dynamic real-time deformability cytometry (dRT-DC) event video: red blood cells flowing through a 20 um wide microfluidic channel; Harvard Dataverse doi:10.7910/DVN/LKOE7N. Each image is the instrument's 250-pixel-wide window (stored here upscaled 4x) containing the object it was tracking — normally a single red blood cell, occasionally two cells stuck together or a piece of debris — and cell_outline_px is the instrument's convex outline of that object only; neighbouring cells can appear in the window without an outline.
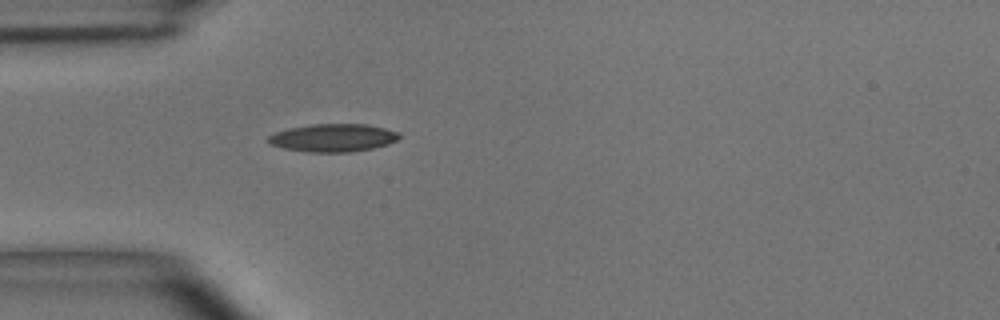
{"species": "common noctule bat (a hibernating species)", "species_latin": "Nyctalus noctula", "temperature_condition": "room temperature", "stored_images_in_passage": 35, "camera_frame_rate_fps": 3000, "um_per_image_px": 0.085, "animal": {"sex": "male", "body_mass_g": 15.6}, "frame": {"image": 1, "passage_image": 1, "time_ms": 0.0, "image_size_px": [1000, 320], "cell_outline_px": [[400, 136], [396, 140], [388, 144], [372, 148], [352, 152], [308, 152], [284, 148], [268, 144], [268, 136], [276, 132], [288, 128], [312, 124], [364, 124], [384, 128], [400, 132]], "centroid_in_image_um": [28.3, 11.71], "position_along_channel_um": 56.7, "area_um2": 21.27}}
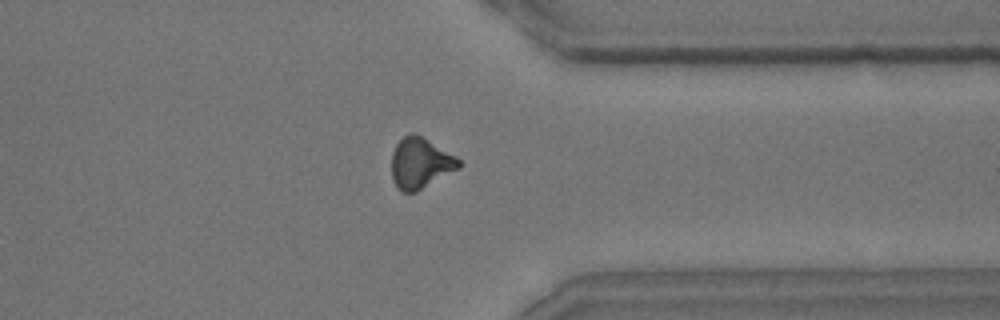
{"frame": {"image": 2, "passage_image": 25, "time_ms": 8.0, "image_size_px": [1000, 320], "cell_outline_px": [[460, 168], [416, 192], [400, 192], [392, 180], [392, 152], [396, 144], [404, 136], [412, 132], [416, 132], [456, 156], [460, 160]], "centroid_in_image_um": [35.72, 13.86], "position_along_channel_um": 375.7, "area_um2": 20.06}}
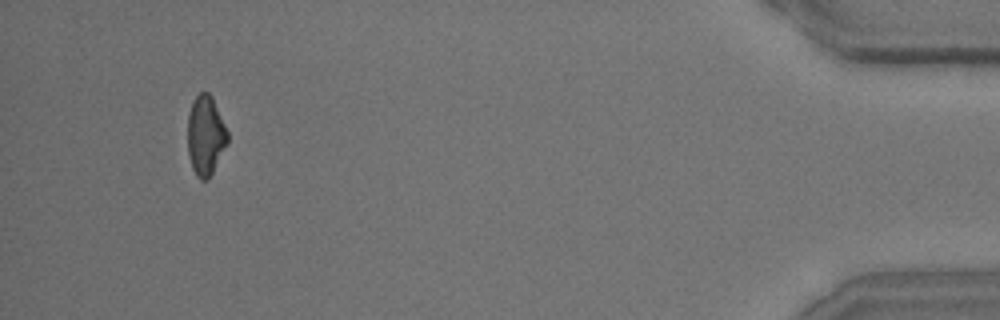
{"frame": {"image": 3, "passage_image": 33, "time_ms": 10.667, "image_size_px": [1000, 320], "cell_outline_px": [[228, 144], [208, 180], [200, 180], [196, 176], [192, 168], [188, 156], [188, 112], [192, 100], [200, 92], [208, 92], [212, 96], [228, 132]], "centroid_in_image_um": [17.47, 11.52], "position_along_channel_um": 417.7, "area_um2": 18.79}, "authors_computed_cell_mechanics": {"area_um2": 19.8832, "velocity_mm_per_s": 4.087, "shape_relaxation_time_tau1_ms": 5.4832, "shape_relaxation_time_tau2_ms": null, "deformation_change_tau1": 0.1775, "deformation_change_tau2": null}}